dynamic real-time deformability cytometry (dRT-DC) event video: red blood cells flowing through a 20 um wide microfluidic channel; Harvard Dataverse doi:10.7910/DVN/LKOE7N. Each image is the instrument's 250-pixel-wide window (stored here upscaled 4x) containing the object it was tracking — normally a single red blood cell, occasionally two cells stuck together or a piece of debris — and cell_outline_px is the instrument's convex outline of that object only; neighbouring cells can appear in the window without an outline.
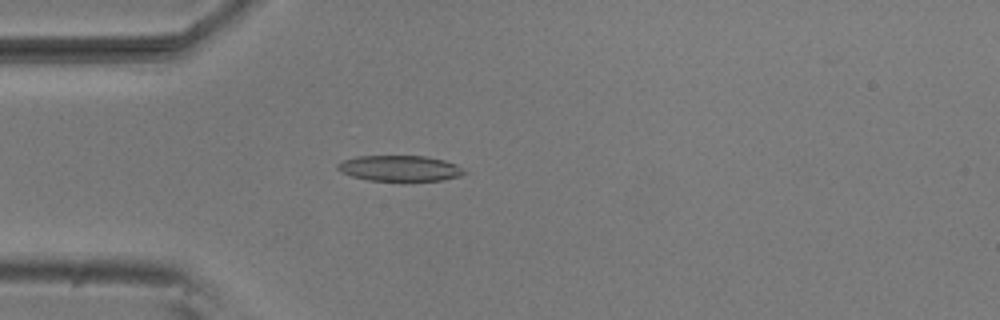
{"species": "common noctule bat (a hibernating species)", "species_latin": "Nyctalus noctula", "temperature_condition": "room temperature", "stored_images_in_passage": 5, "camera_frame_rate_fps": 3000, "um_per_image_px": 0.085, "animal": {"sex": "male", "body_mass_g": 20.5, "forearm_length_mm": 52.5}, "frame": {"image": 1, "passage_image": 5, "time_ms": 1.333, "image_size_px": [1000, 320], "cell_outline_px": [[468, 172], [460, 176], [444, 180], [368, 180], [352, 176], [340, 172], [336, 168], [336, 164], [344, 160], [356, 156], [424, 156], [444, 160], [456, 164]], "centroid_in_image_um": [33.98, 14.3], "position_along_channel_um": 51.0, "area_um2": 18.9}}